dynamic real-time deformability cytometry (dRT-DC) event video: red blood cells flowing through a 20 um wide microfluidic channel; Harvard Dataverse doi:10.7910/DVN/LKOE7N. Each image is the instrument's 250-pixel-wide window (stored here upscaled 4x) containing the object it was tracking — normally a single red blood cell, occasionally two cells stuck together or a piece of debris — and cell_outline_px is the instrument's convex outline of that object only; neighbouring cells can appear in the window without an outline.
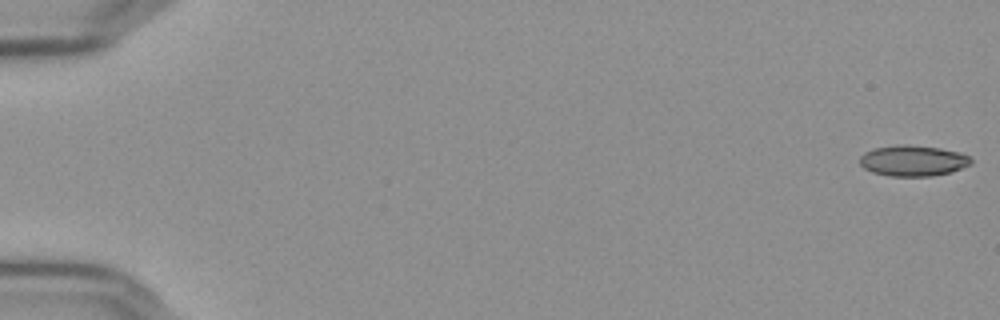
{"species": "Egyptian fruit bat (a non-hibernating species)", "species_latin": "Rousettus aegyptiacus", "temperature_condition": "cold", "stored_images_in_passage": 9, "camera_frame_rate_fps": 3000, "um_per_image_px": 0.085, "frame": {"image": 1, "passage_image": 1, "time_ms": 0.0, "image_size_px": [1000, 320], "cell_outline_px": [[972, 164], [948, 172], [932, 176], [888, 176], [872, 172], [864, 168], [860, 164], [860, 156], [864, 152], [872, 148], [896, 144], [908, 144], [940, 148], [960, 152], [968, 156], [972, 160]], "centroid_in_image_um": [77.56, 13.64], "position_along_channel_um": 7.4, "area_um2": 20.11}}